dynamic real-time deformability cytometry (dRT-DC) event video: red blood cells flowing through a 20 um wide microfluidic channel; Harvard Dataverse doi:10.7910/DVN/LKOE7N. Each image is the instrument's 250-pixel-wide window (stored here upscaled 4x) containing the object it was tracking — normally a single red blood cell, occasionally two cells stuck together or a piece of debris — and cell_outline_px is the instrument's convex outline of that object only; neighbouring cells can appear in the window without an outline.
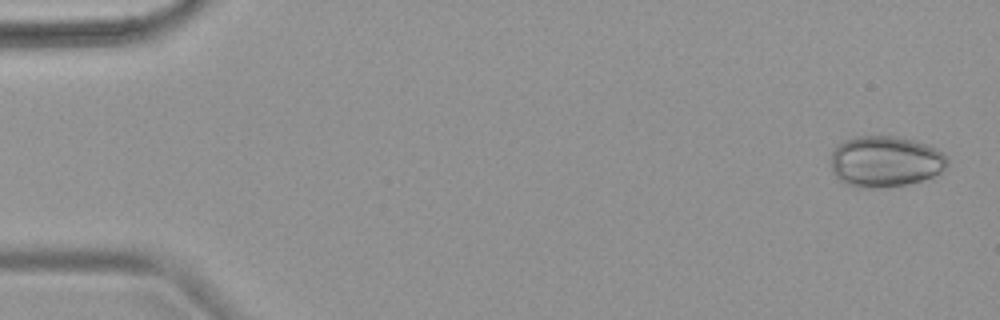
{"species": "common noctule bat (a hibernating species)", "species_latin": "Nyctalus noctula", "temperature_condition": "warm", "stored_images_in_passage": 4, "camera_frame_rate_fps": 3000, "um_per_image_px": 0.085, "animal": {"sex": "female", "body_mass_g": 18.4}, "frame": {"image": 1, "passage_image": 1, "time_ms": 0.0, "image_size_px": [1000, 320], "cell_outline_px": [[948, 164], [940, 172], [932, 176], [908, 184], [880, 188], [856, 188], [844, 184], [832, 172], [832, 152], [844, 140], [856, 136], [892, 136], [912, 140], [928, 144], [944, 152], [948, 156]], "centroid_in_image_um": [75.26, 13.73], "position_along_channel_um": 9.7, "area_um2": 34.85}}